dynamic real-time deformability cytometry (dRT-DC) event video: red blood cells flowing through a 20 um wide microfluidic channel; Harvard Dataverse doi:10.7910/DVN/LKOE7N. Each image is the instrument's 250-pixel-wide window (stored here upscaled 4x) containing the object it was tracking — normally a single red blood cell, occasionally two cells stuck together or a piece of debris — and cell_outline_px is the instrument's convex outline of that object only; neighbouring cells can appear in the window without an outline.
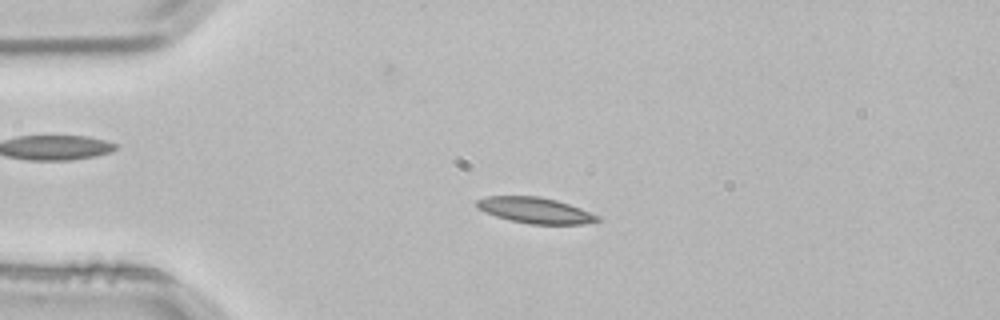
{"species": "common noctule bat (a hibernating species)", "species_latin": "Nyctalus noctula", "temperature_condition": "room temperature", "stored_images_in_passage": 4, "camera_frame_rate_fps": 3000, "um_per_image_px": 0.085, "animal": {"sex": "male", "body_mass_g": 21.5, "forearm_length_mm": 52.0}, "frame": {"image": 1, "passage_image": 3, "time_ms": 0.667, "image_size_px": [1000, 320], "cell_outline_px": [[600, 220], [584, 224], [528, 224], [508, 220], [484, 212], [476, 208], [476, 200], [484, 196], [536, 196], [556, 200], [580, 208], [600, 216]], "centroid_in_image_um": [45.45, 17.88], "position_along_channel_um": 39.6, "area_um2": 18.26}}
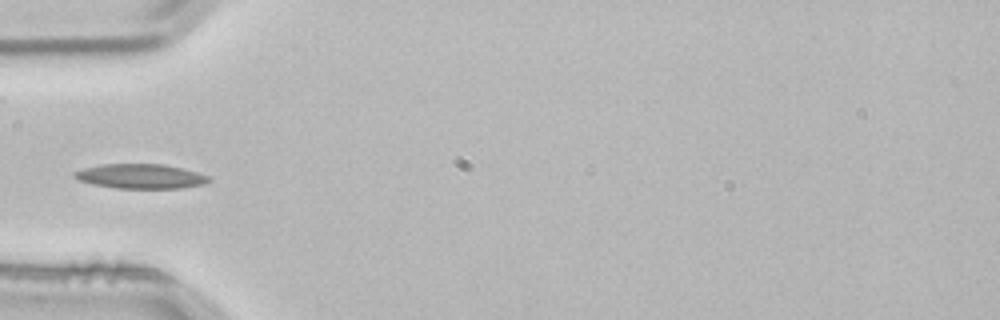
{"frame": {"image": 2, "passage_image": 4, "time_ms": 1.0, "image_size_px": [1000, 320], "cell_outline_px": [[212, 180], [204, 184], [180, 188], [116, 188], [92, 184], [80, 180], [72, 176], [72, 172], [84, 168], [104, 164], [164, 164], [212, 176]], "centroid_in_image_um": [11.97, 14.98], "position_along_channel_um": 73.0, "area_um2": 19.25}}